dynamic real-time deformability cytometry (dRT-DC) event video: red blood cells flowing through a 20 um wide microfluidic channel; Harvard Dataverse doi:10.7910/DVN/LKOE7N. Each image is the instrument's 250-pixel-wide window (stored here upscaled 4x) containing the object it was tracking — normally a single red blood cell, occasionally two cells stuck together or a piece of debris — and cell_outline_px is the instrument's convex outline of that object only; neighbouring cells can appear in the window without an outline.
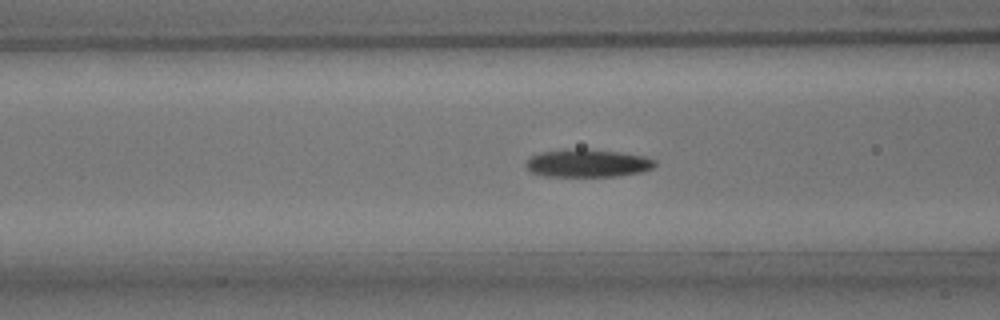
{"species": "common noctule bat (a hibernating species)", "species_latin": "Nyctalus noctula", "temperature_condition": "room temperature", "stored_images_in_passage": 33, "camera_frame_rate_fps": 3000, "um_per_image_px": 0.085, "animal": {"sex": "male", "body_mass_g": 15.6}, "frame": {"image": 1, "passage_image": 5, "time_ms": 1.333, "image_size_px": [1000, 320], "cell_outline_px": [[656, 164], [652, 168], [640, 172], [616, 176], [544, 176], [528, 172], [524, 164], [532, 156], [540, 152], [576, 148], [580, 148], [616, 152], [644, 156], [656, 160]], "centroid_in_image_um": [49.9, 13.87], "position_along_channel_um": 116.7, "area_um2": 20.92}}
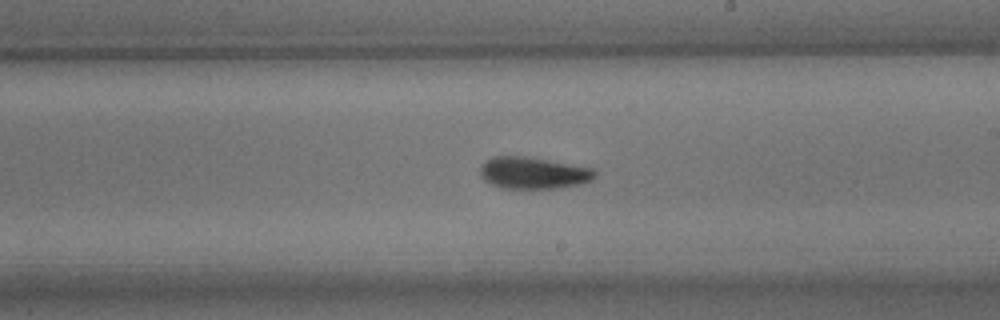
{"frame": {"image": 2, "passage_image": 15, "time_ms": 4.667, "image_size_px": [1000, 320], "cell_outline_px": [[596, 176], [592, 180], [580, 184], [556, 188], [500, 188], [484, 180], [480, 176], [480, 168], [492, 156], [524, 156], [592, 168], [596, 172]], "centroid_in_image_um": [45.32, 14.7], "position_along_channel_um": 243.7, "area_um2": 21.04}}
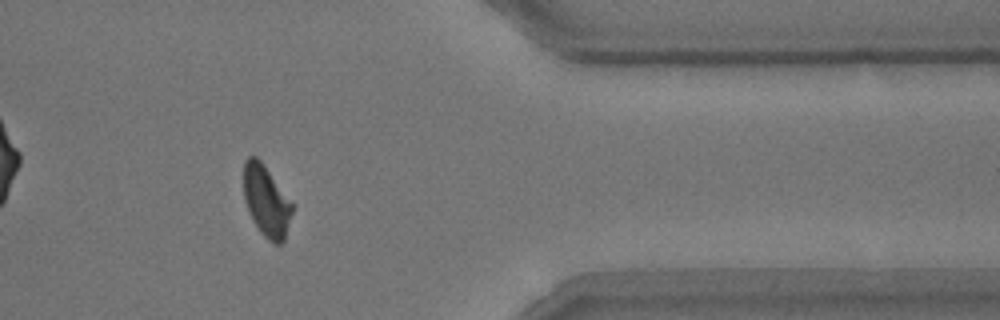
{"frame": {"image": 3, "passage_image": 28, "time_ms": 9.0, "image_size_px": [1000, 320], "cell_outline_px": [[292, 212], [284, 240], [280, 244], [272, 244], [260, 232], [252, 220], [248, 212], [244, 200], [244, 160], [248, 156], [256, 156], [260, 160], [292, 204]], "centroid_in_image_um": [22.6, 17.12], "position_along_channel_um": 388.8, "area_um2": 19.83}}